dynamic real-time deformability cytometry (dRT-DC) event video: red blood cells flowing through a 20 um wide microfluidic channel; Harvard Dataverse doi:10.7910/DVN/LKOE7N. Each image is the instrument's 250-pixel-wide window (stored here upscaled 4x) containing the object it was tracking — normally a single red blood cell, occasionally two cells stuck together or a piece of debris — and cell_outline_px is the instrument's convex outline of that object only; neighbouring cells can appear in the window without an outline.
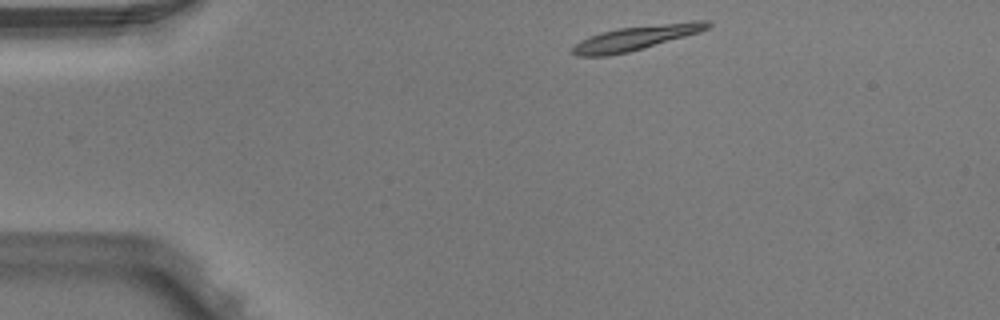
{"species": "Egyptian fruit bat (a non-hibernating species)", "species_latin": "Rousettus aegyptiacus", "temperature_condition": "warm", "stored_images_in_passage": 2, "camera_frame_rate_fps": 3000, "um_per_image_px": 0.085, "animal": {"sex": "male"}, "frame": {"image": 1, "passage_image": 1, "time_ms": 0.0, "image_size_px": [1000, 320], "cell_outline_px": [[712, 24], [708, 28], [700, 32], [644, 48], [628, 52], [608, 56], [576, 56], [572, 52], [572, 48], [580, 40], [600, 32], [620, 28], [696, 20], [708, 20]], "centroid_in_image_um": [54.07, 3.22], "position_along_channel_um": 30.9, "area_um2": 19.13}}